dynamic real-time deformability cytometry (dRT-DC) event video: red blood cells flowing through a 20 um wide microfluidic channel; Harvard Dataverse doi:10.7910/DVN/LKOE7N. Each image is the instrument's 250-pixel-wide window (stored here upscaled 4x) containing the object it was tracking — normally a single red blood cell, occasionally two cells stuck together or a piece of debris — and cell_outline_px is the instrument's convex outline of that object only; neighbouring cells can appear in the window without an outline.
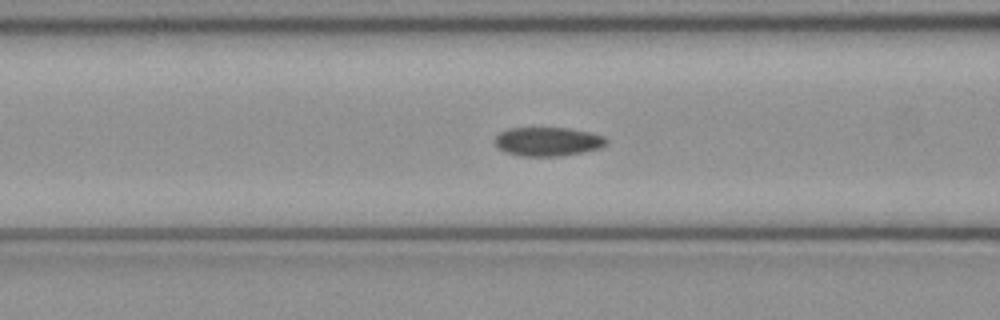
{"species": "common noctule bat (a hibernating species)", "species_latin": "Nyctalus noctula", "temperature_condition": "cold", "stored_images_in_passage": 51, "camera_frame_rate_fps": 3000, "um_per_image_px": 0.085, "animal": {"sex": "female", "body_mass_g": 21.9}, "frame": {"image": 1, "passage_image": 20, "time_ms": 6.333, "image_size_px": [1000, 320], "cell_outline_px": [[608, 144], [600, 148], [584, 152], [560, 156], [520, 156], [504, 152], [496, 148], [496, 136], [500, 132], [508, 128], [568, 128], [592, 132], [604, 136], [608, 140]], "centroid_in_image_um": [46.59, 12.04], "position_along_channel_um": 120.0, "area_um2": 19.02}}
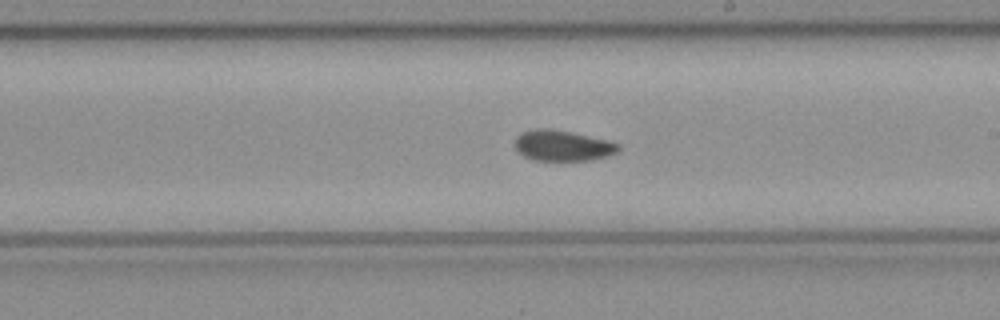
{"frame": {"image": 2, "passage_image": 29, "time_ms": 9.333, "image_size_px": [1000, 320], "cell_outline_px": [[620, 152], [592, 160], [532, 160], [516, 152], [516, 136], [524, 132], [536, 128], [552, 128], [572, 132], [608, 140], [620, 144]], "centroid_in_image_um": [47.84, 12.37], "position_along_channel_um": 241.2, "area_um2": 18.67}}
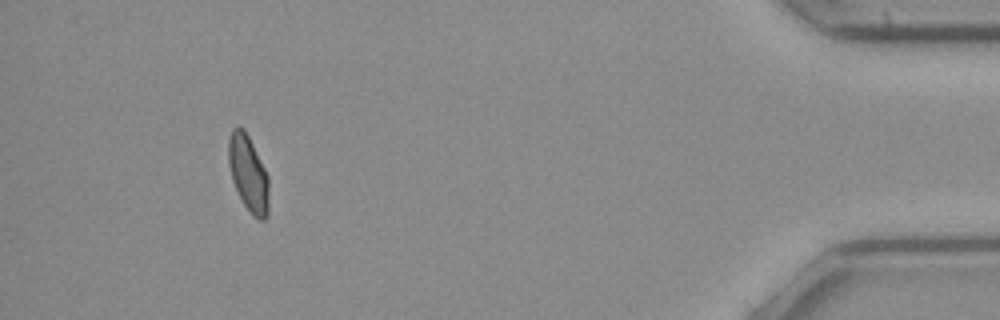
{"frame": {"image": 3, "passage_image": 47, "time_ms": 15.333, "image_size_px": [1000, 320], "cell_outline_px": [[268, 216], [264, 220], [260, 220], [252, 216], [244, 204], [232, 180], [228, 164], [228, 140], [232, 128], [244, 128], [268, 176]], "centroid_in_image_um": [21.1, 14.77], "position_along_channel_um": 414.1, "area_um2": 17.69}, "authors_computed_cell_mechanics": {"area_um2": 18.785, "velocity_mm_per_s": 4.0369, "shape_relaxation_time_tau1_ms": null, "shape_relaxation_time_tau2_ms": 1.6542, "deformation_change_tau1": null, "deformation_change_tau2": 0.0501}}